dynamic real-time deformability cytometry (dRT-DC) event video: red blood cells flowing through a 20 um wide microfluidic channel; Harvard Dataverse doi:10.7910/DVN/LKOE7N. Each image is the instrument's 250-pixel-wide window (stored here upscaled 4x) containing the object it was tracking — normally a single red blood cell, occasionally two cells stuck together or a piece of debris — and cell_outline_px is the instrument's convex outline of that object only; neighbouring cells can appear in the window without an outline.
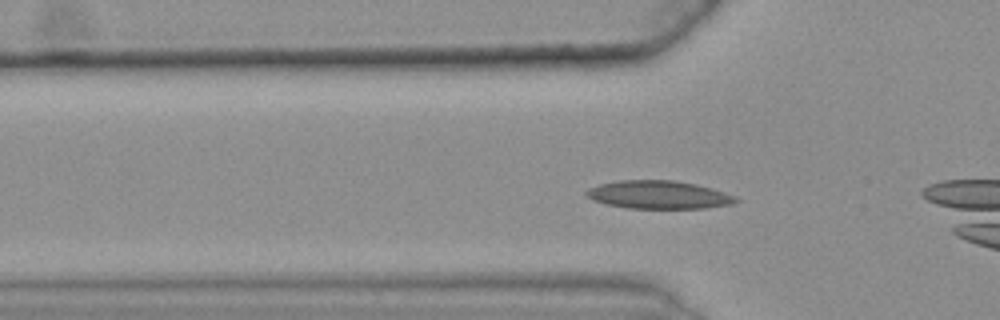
{"species": "common noctule bat (a hibernating species)", "species_latin": "Nyctalus noctula", "temperature_condition": "warm", "stored_images_in_passage": 39, "camera_frame_rate_fps": 3000, "um_per_image_px": 0.085, "animal": {"sex": "female", "body_mass_g": 25.1}, "frame": {"image": 1, "passage_image": 15, "time_ms": 4.667, "image_size_px": [1000, 320], "cell_outline_px": [[740, 200], [732, 204], [704, 208], [628, 208], [608, 204], [592, 200], [584, 192], [588, 188], [600, 184], [620, 180], [672, 180], [696, 184], [712, 188], [736, 196]], "centroid_in_image_um": [56.0, 16.55], "position_along_channel_um": 69.8, "area_um2": 24.39}}
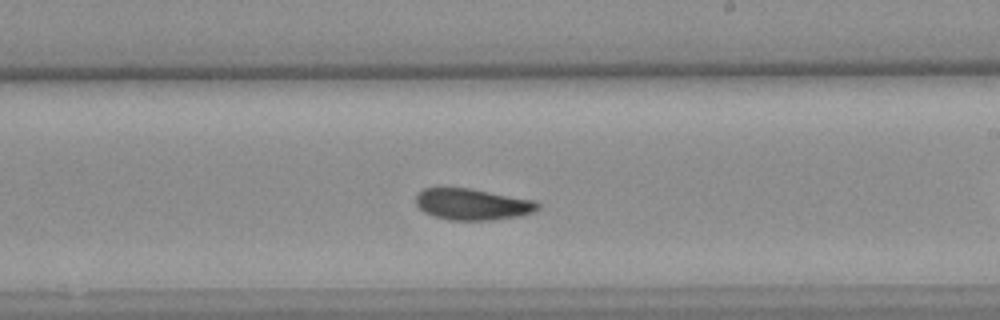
{"frame": {"image": 2, "passage_image": 30, "time_ms": 9.667, "image_size_px": [1000, 320], "cell_outline_px": [[540, 208], [532, 212], [520, 216], [492, 220], [452, 220], [432, 216], [424, 212], [416, 204], [416, 192], [424, 188], [468, 188], [536, 200], [540, 204]], "centroid_in_image_um": [40.16, 17.36], "position_along_channel_um": 248.8, "area_um2": 22.37}}
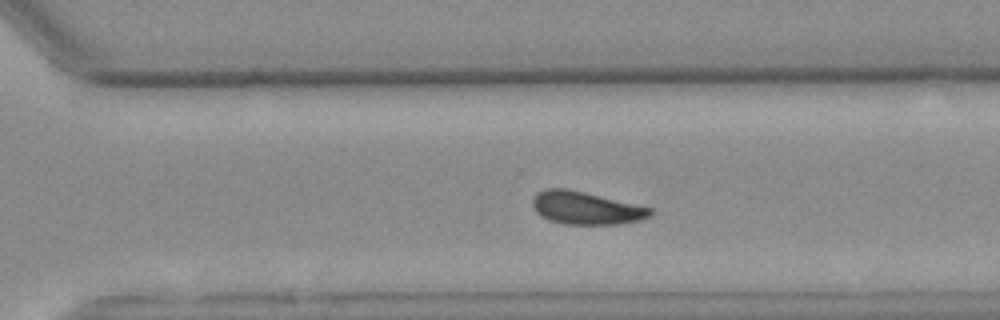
{"frame": {"image": 3, "passage_image": 36, "time_ms": 11.667, "image_size_px": [1000, 320], "cell_outline_px": [[652, 216], [640, 220], [616, 224], [564, 224], [548, 220], [540, 216], [532, 208], [532, 200], [536, 192], [548, 188], [564, 188], [584, 192], [652, 208]], "centroid_in_image_um": [49.76, 17.68], "position_along_channel_um": 320.8, "area_um2": 22.48}}